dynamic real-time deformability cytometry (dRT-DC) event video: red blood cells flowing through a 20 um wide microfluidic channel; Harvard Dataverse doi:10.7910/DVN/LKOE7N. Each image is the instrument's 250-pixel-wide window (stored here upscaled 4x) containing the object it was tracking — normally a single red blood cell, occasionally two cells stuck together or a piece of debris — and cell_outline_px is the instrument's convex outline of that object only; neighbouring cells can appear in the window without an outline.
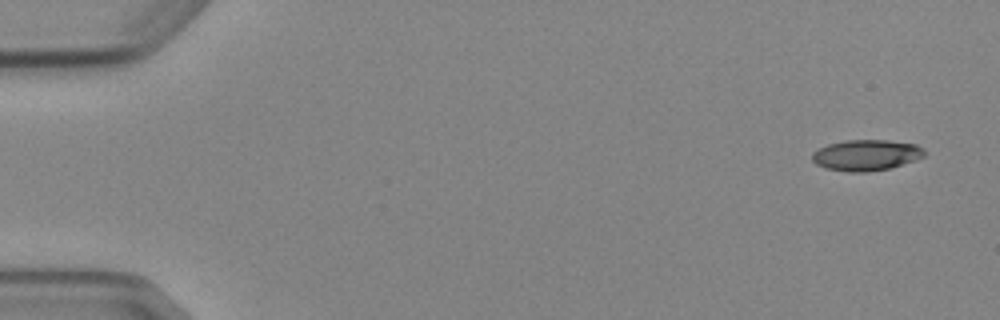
{"species": "Egyptian fruit bat (a non-hibernating species)", "species_latin": "Rousettus aegyptiacus", "temperature_condition": "cold", "stored_images_in_passage": 8, "camera_frame_rate_fps": 3000, "um_per_image_px": 0.085, "animal": {"sex": "female"}, "frame": {"image": 1, "passage_image": 1, "time_ms": 0.0, "image_size_px": [1000, 320], "cell_outline_px": [[924, 156], [888, 168], [868, 172], [848, 172], [824, 168], [816, 164], [812, 160], [812, 152], [828, 144], [844, 140], [888, 140], [916, 144], [924, 148]], "centroid_in_image_um": [73.58, 13.18], "position_along_channel_um": 11.4, "area_um2": 20.11}}
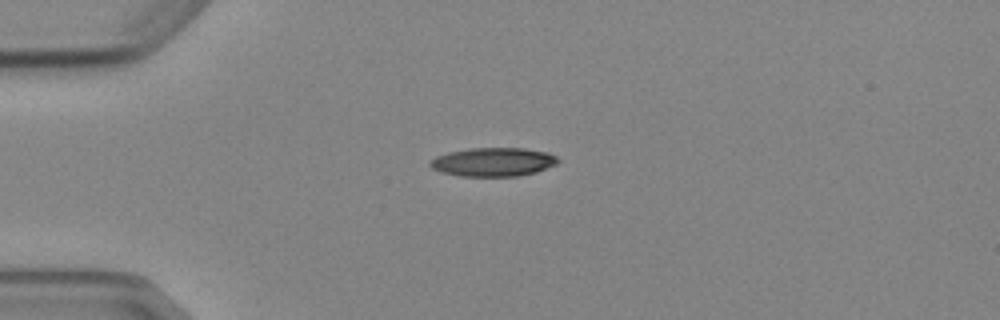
{"frame": {"image": 2, "passage_image": 4, "time_ms": 3.667, "image_size_px": [1000, 320], "cell_outline_px": [[560, 160], [556, 164], [536, 172], [516, 176], [460, 176], [440, 172], [432, 168], [428, 164], [428, 160], [436, 156], [448, 152], [472, 148], [524, 148], [548, 152], [556, 156]], "centroid_in_image_um": [41.9, 13.76], "position_along_channel_um": 43.1, "area_um2": 21.5}}
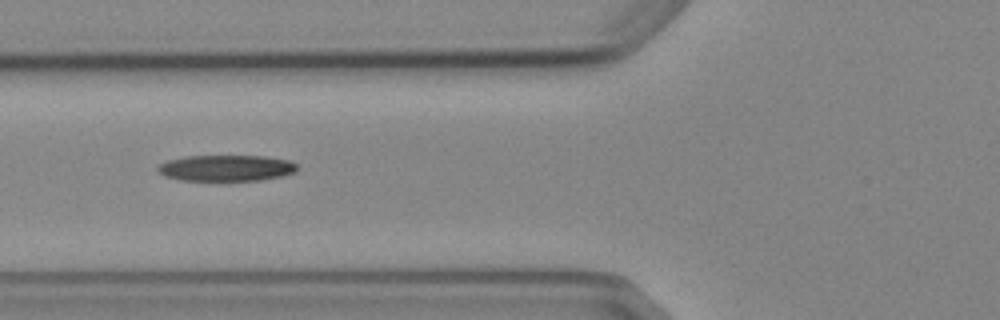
{"frame": {"image": 3, "passage_image": 6, "time_ms": 6.0, "image_size_px": [1000, 320], "cell_outline_px": [[296, 172], [284, 176], [260, 180], [180, 180], [164, 176], [156, 168], [160, 164], [168, 160], [184, 156], [264, 156], [288, 160], [296, 164]], "centroid_in_image_um": [19.23, 14.28], "position_along_channel_um": 106.6, "area_um2": 21.15}}